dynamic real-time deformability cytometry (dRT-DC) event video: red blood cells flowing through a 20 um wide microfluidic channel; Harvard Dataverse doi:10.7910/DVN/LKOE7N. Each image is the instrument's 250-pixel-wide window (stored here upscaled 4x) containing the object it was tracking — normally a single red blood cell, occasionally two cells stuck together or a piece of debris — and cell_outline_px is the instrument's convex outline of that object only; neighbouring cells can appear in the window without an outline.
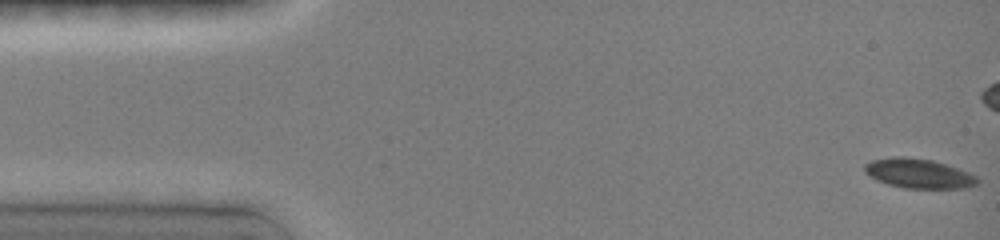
{"species": "common noctule bat (a hibernating species)", "species_latin": "Nyctalus noctula", "temperature_condition": "room temperature", "stored_images_in_passage": 53, "camera_frame_rate_fps": 3000, "um_per_image_px": 0.085, "animal": {"sex": "female", "body_mass_g": 19.0, "forearm_length_mm": 51.5}, "frame": {"image": 1, "passage_image": 1, "time_ms": 0.0, "image_size_px": [1000, 240], "cell_outline_px": [[980, 180], [976, 184], [964, 188], [904, 188], [888, 184], [876, 180], [868, 176], [864, 172], [864, 164], [872, 160], [892, 156], [908, 156], [932, 160], [968, 172], [976, 176]], "centroid_in_image_um": [78.03, 14.74], "position_along_channel_um": 7.0, "area_um2": 19.48}}
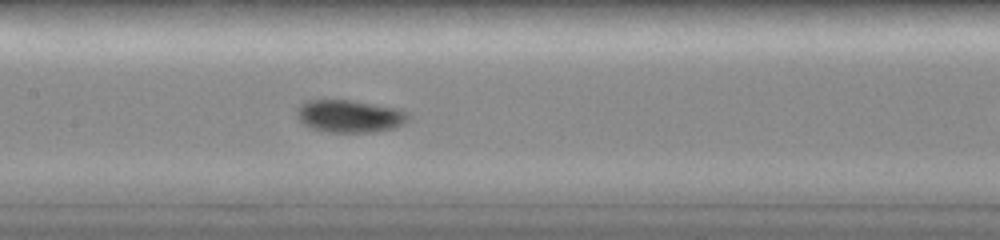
{"frame": {"image": 2, "passage_image": 35, "time_ms": 7.333, "image_size_px": [1000, 240], "cell_outline_px": [[408, 120], [404, 124], [396, 128], [376, 132], [328, 132], [308, 128], [296, 116], [296, 112], [300, 104], [308, 100], [352, 100], [400, 108], [408, 112]], "centroid_in_image_um": [29.74, 9.88], "position_along_channel_um": 177.7, "area_um2": 21.5}}
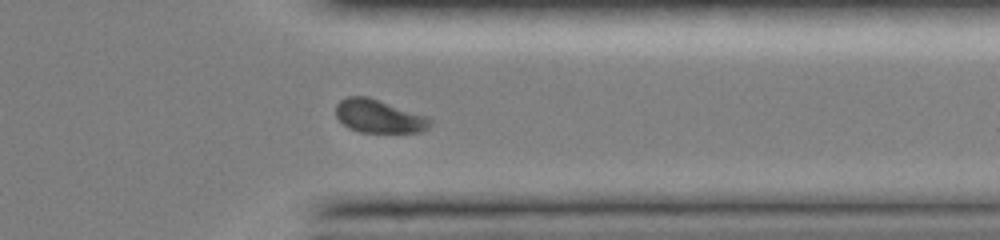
{"frame": {"image": 3, "passage_image": 45, "time_ms": 12.333, "image_size_px": [1000, 240], "cell_outline_px": [[432, 124], [428, 128], [420, 132], [360, 132], [348, 128], [336, 116], [336, 104], [340, 100], [348, 96], [368, 96], [428, 116], [432, 120]], "centroid_in_image_um": [32.22, 9.87], "position_along_channel_um": 379.2, "area_um2": 18.38}, "authors_computed_cell_mechanics": {"area_um2": 19.8254, "velocity_mm_per_s": 3.9974, "shape_relaxation_time_tau1_ms": 5.641, "shape_relaxation_time_tau2_ms": null, "deformation_change_tau1": 0.1381, "deformation_change_tau2": null}}